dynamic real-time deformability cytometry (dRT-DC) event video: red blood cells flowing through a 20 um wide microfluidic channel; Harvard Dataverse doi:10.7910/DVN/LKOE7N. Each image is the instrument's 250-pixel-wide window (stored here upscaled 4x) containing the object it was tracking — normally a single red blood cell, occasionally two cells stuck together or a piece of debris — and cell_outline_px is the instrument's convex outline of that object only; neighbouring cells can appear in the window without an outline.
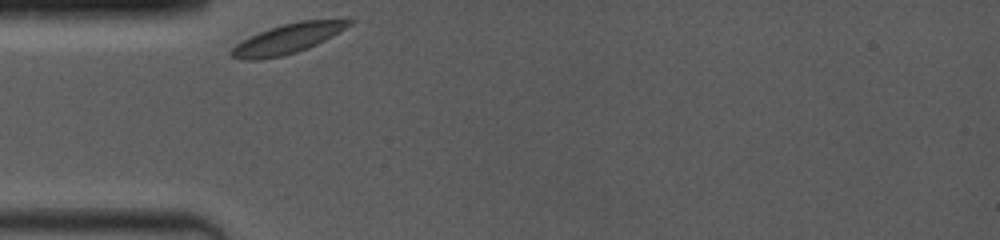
{"species": "common noctule bat (a hibernating species)", "species_latin": "Nyctalus noctula", "temperature_condition": "room temperature", "stored_images_in_passage": 39, "camera_frame_rate_fps": 4000, "um_per_image_px": 0.085, "animal": {"sex": "female", "body_mass_g": 19.0, "forearm_length_mm": 53.3}, "frame": {"image": 1, "passage_image": 1, "time_ms": 0.0, "image_size_px": [1000, 240], "cell_outline_px": [[356, 20], [352, 24], [332, 36], [308, 48], [296, 52], [280, 56], [260, 60], [244, 60], [232, 56], [228, 52], [240, 40], [280, 24], [300, 20], [348, 16]], "centroid_in_image_um": [24.55, 3.23], "position_along_channel_um": 60.4, "area_um2": 21.04}}
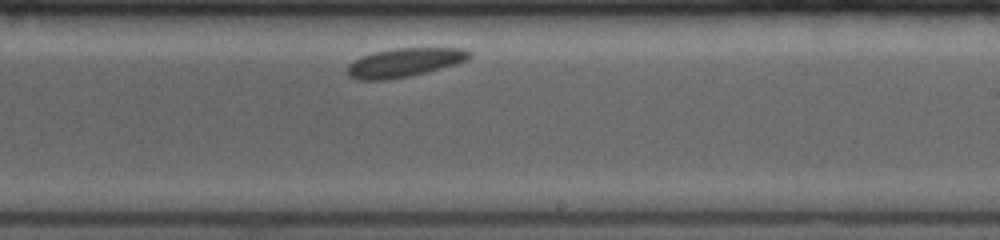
{"frame": {"image": 2, "passage_image": 23, "time_ms": 5.5, "image_size_px": [1000, 240], "cell_outline_px": [[472, 56], [468, 60], [456, 64], [408, 76], [388, 80], [360, 80], [348, 76], [348, 64], [360, 56], [392, 48], [464, 48], [472, 52]], "centroid_in_image_um": [34.39, 5.3], "position_along_channel_um": 254.6, "area_um2": 20.46}}
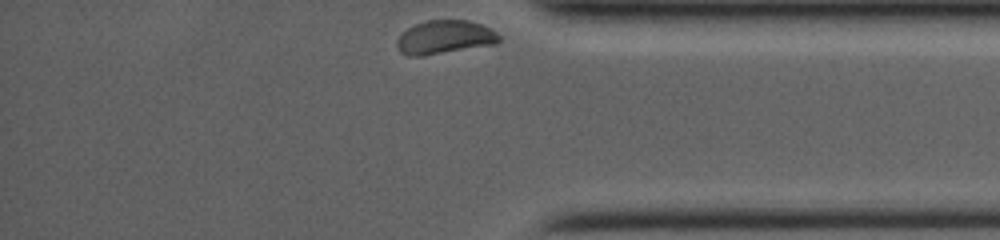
{"frame": {"image": 3, "passage_image": 39, "time_ms": 9.5, "image_size_px": [1000, 240], "cell_outline_px": [[500, 40], [496, 44], [424, 56], [408, 56], [400, 52], [396, 44], [396, 40], [408, 28], [416, 24], [428, 20], [468, 20], [480, 24], [496, 32], [500, 36]], "centroid_in_image_um": [37.79, 3.18], "position_along_channel_um": 397.4, "area_um2": 19.94}}